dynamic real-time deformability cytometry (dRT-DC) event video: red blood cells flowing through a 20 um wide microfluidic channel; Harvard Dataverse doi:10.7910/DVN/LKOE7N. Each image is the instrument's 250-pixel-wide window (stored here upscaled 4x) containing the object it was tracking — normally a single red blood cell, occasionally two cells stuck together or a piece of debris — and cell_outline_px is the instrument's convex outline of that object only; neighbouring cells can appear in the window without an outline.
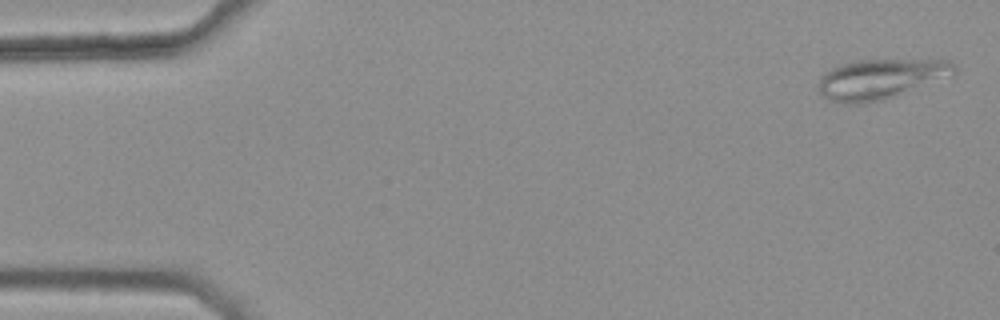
{"species": "common noctule bat (a hibernating species)", "species_latin": "Nyctalus noctula", "temperature_condition": "warm", "stored_images_in_passage": 8, "camera_frame_rate_fps": 3000, "um_per_image_px": 0.085, "animal": {"sex": "female", "body_mass_g": 25.1}, "frame": {"image": 1, "passage_image": 1, "time_ms": 0.0, "image_size_px": [1000, 320], "cell_outline_px": [[956, 72], [896, 96], [880, 100], [860, 104], [848, 104], [828, 100], [820, 92], [820, 76], [832, 68], [840, 64], [856, 60], [948, 60], [956, 68]], "centroid_in_image_um": [74.78, 6.71], "position_along_channel_um": 10.2, "area_um2": 30.98}}
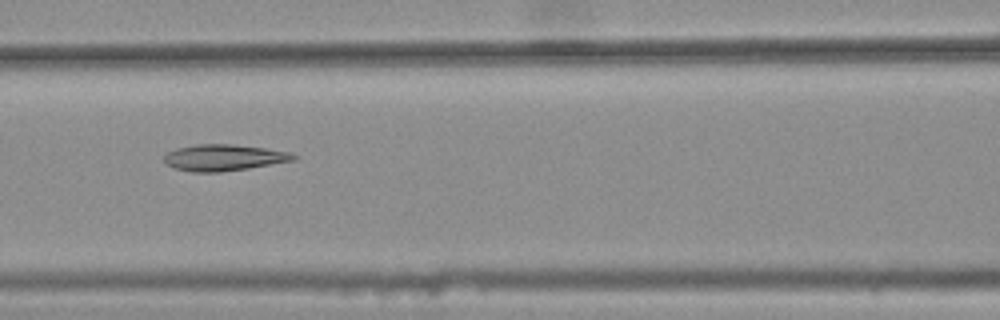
{"frame": {"image": 2, "passage_image": 7, "time_ms": 2.0, "image_size_px": [1000, 320], "cell_outline_px": [[296, 160], [248, 168], [220, 172], [192, 172], [176, 168], [168, 164], [164, 160], [164, 156], [168, 152], [176, 148], [196, 144], [232, 144], [264, 148], [292, 152], [296, 156]], "centroid_in_image_um": [19.04, 13.39], "position_along_channel_um": 147.6, "area_um2": 19.77}}
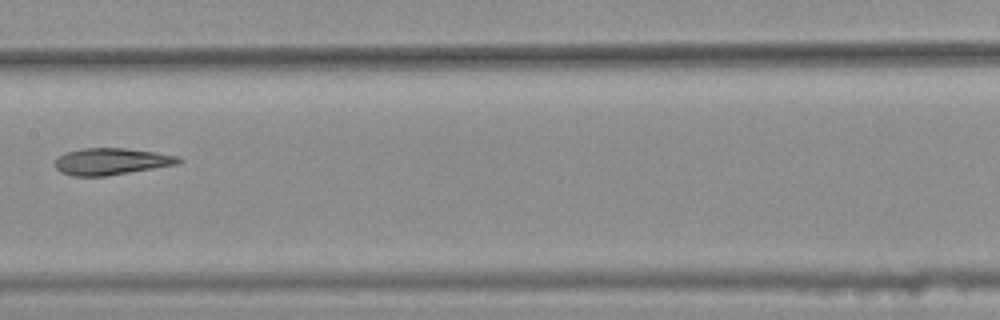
{"frame": {"image": 3, "passage_image": 8, "time_ms": 2.333, "image_size_px": [1000, 320], "cell_outline_px": [[184, 160], [180, 164], [108, 176], [72, 176], [60, 172], [56, 168], [56, 160], [64, 152], [84, 148], [124, 148], [156, 152], [180, 156]], "centroid_in_image_um": [9.52, 13.73], "position_along_channel_um": 197.9, "area_um2": 19.48}}